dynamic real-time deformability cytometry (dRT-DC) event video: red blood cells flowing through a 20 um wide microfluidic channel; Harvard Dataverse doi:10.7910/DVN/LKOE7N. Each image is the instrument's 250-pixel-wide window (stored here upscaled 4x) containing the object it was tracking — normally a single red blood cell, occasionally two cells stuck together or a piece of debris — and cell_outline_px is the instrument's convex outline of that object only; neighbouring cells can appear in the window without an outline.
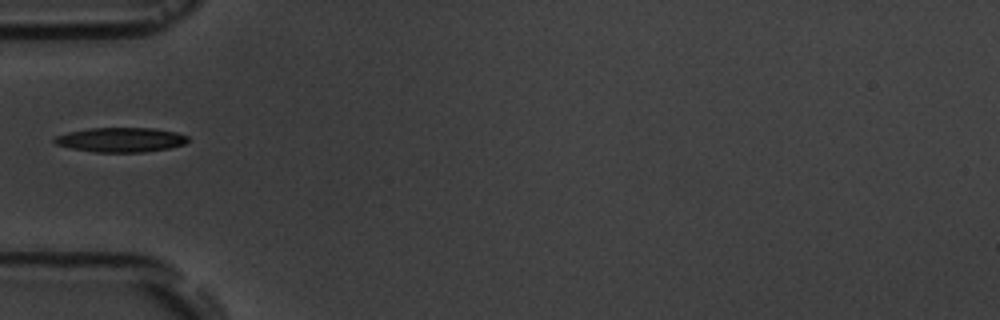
{"species": "common noctule bat (a hibernating species)", "species_latin": "Nyctalus noctula", "temperature_condition": "room temperature", "stored_images_in_passage": 2, "camera_frame_rate_fps": 3000, "um_per_image_px": 0.085, "animal": {"sex": "male", "body_mass_g": 19.5, "forearm_length_mm": 54.6}, "frame": {"image": 1, "passage_image": 1, "time_ms": 0.0, "image_size_px": [1000, 320], "cell_outline_px": [[188, 140], [184, 144], [168, 148], [144, 152], [96, 152], [72, 148], [56, 144], [52, 140], [56, 136], [68, 132], [88, 128], [152, 128], [176, 132], [188, 136]], "centroid_in_image_um": [10.26, 11.87], "position_along_channel_um": 74.7, "area_um2": 18.96}}
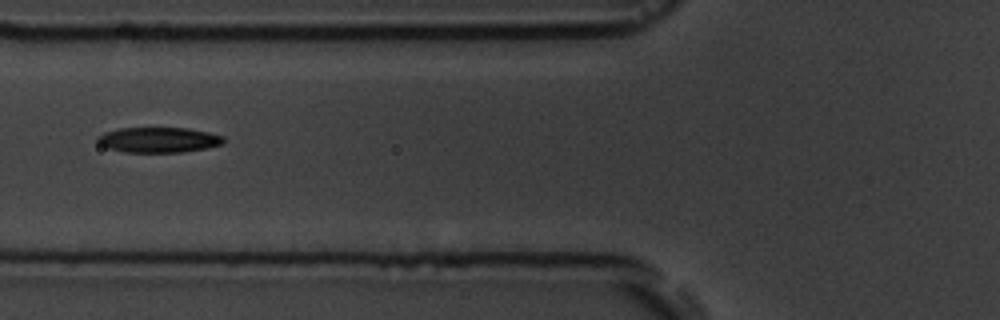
{"frame": {"image": 2, "passage_image": 2, "time_ms": 1.0, "image_size_px": [1000, 320], "cell_outline_px": [[224, 144], [204, 148], [180, 152], [124, 152], [108, 148], [100, 144], [96, 140], [96, 136], [104, 132], [120, 128], [188, 128], [208, 132], [224, 136]], "centroid_in_image_um": [13.46, 11.88], "position_along_channel_um": 112.3, "area_um2": 18.55}}